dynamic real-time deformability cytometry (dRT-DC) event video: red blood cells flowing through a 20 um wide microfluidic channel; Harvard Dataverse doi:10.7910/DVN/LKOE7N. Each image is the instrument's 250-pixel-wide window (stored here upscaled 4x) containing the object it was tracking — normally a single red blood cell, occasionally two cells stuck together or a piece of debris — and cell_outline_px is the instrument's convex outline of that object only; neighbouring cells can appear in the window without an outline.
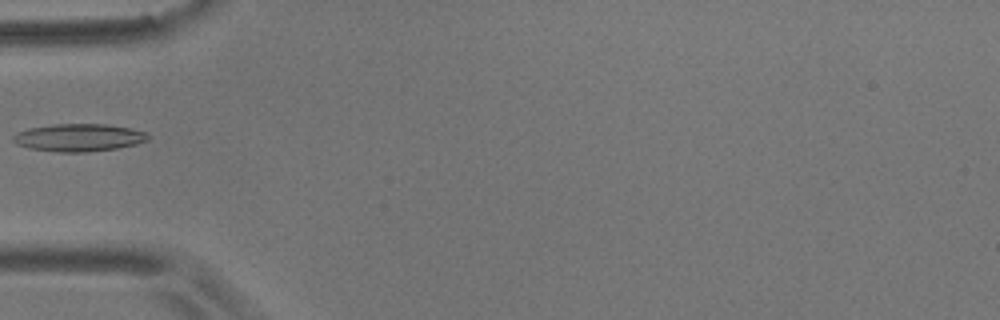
{"species": "common noctule bat (a hibernating species)", "species_latin": "Nyctalus noctula", "temperature_condition": "room temperature", "stored_images_in_passage": 6, "camera_frame_rate_fps": 3000, "um_per_image_px": 0.085, "animal": {"sex": "male", "body_mass_g": 17.9}, "frame": {"image": 1, "passage_image": 6, "time_ms": 5.667, "image_size_px": [1000, 320], "cell_outline_px": [[148, 140], [136, 144], [116, 148], [88, 152], [56, 152], [28, 148], [16, 144], [12, 140], [12, 136], [16, 132], [28, 128], [52, 124], [108, 124], [132, 128], [148, 132]], "centroid_in_image_um": [6.68, 11.69], "position_along_channel_um": 78.3, "area_um2": 21.96}}